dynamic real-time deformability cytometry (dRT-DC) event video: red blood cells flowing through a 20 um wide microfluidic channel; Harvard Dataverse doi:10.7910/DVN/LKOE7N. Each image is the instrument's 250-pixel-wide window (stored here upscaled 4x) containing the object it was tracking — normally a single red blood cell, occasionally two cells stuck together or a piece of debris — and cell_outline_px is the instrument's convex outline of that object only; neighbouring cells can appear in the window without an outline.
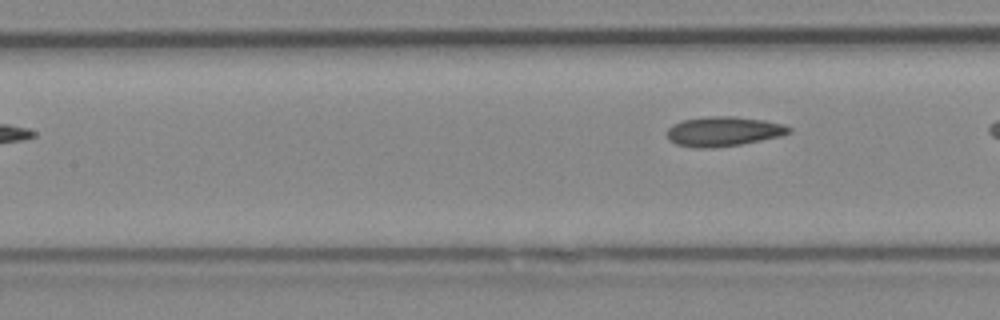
{"species": "Egyptian fruit bat (a non-hibernating species)", "species_latin": "Rousettus aegyptiacus", "temperature_condition": "cold", "stored_images_in_passage": 6, "camera_frame_rate_fps": 3000, "um_per_image_px": 0.085, "animal": {"sex": "female"}, "frame": {"image": 1, "passage_image": 6, "time_ms": 1.667, "image_size_px": [1000, 320], "cell_outline_px": [[792, 132], [780, 136], [740, 144], [712, 148], [696, 148], [676, 144], [668, 140], [668, 128], [672, 124], [684, 120], [708, 116], [736, 116], [764, 120], [784, 124], [792, 128]], "centroid_in_image_um": [61.5, 11.16], "position_along_channel_um": 145.9, "area_um2": 21.1}}